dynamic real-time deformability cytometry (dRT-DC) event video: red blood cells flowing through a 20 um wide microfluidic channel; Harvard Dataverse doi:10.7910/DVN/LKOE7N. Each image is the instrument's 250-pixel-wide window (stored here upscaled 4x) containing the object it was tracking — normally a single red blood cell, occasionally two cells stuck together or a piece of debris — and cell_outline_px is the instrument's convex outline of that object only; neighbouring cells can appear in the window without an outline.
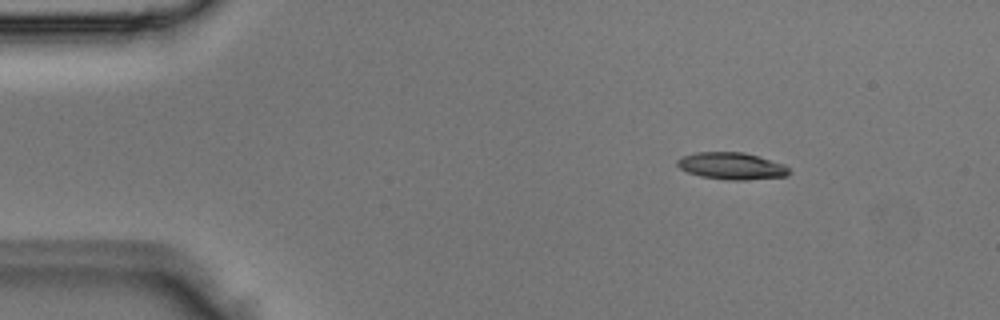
{"species": "Egyptian fruit bat (a non-hibernating species)", "species_latin": "Rousettus aegyptiacus", "temperature_condition": "room temperature", "stored_images_in_passage": 4, "camera_frame_rate_fps": 3000, "um_per_image_px": 0.085, "animal": {"sex": "male"}, "frame": {"image": 1, "passage_image": 1, "time_ms": 0.0, "image_size_px": [1000, 320], "cell_outline_px": [[792, 172], [788, 176], [748, 180], [728, 180], [700, 176], [688, 172], [680, 168], [676, 164], [676, 160], [684, 156], [696, 152], [744, 152], [784, 164], [792, 168]], "centroid_in_image_um": [62.24, 14.11], "position_along_channel_um": 22.8, "area_um2": 17.74}}
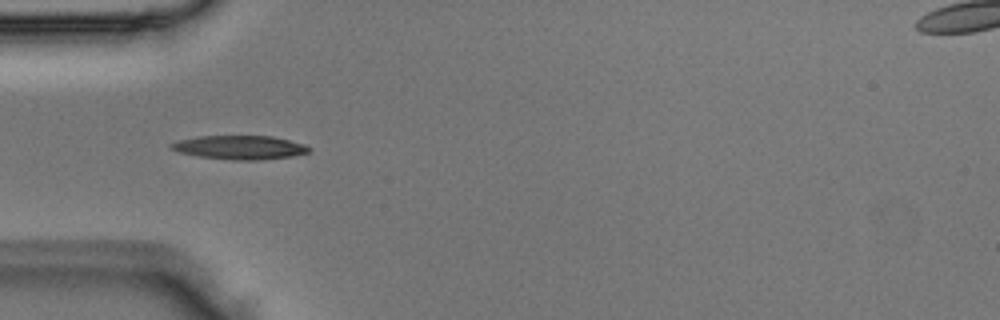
{"frame": {"image": 2, "passage_image": 3, "time_ms": 0.667, "image_size_px": [1000, 320], "cell_outline_px": [[312, 148], [308, 152], [292, 156], [260, 160], [232, 160], [200, 156], [180, 152], [168, 148], [168, 144], [180, 140], [200, 136], [272, 136], [304, 144]], "centroid_in_image_um": [20.38, 12.53], "position_along_channel_um": 64.6, "area_um2": 19.02}}
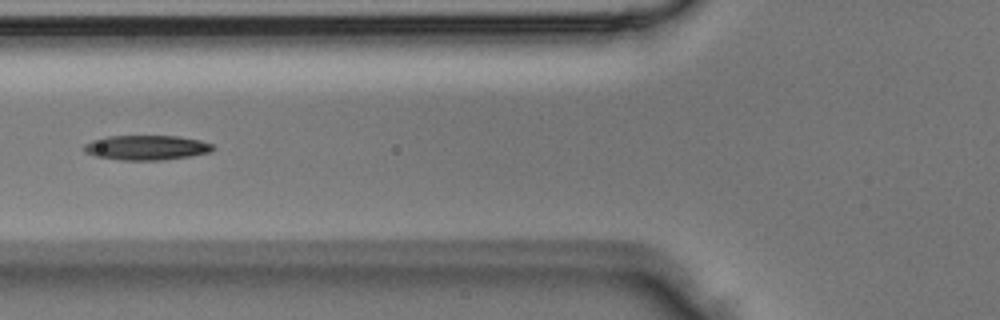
{"frame": {"image": 3, "passage_image": 4, "time_ms": 1.0, "image_size_px": [1000, 320], "cell_outline_px": [[216, 148], [212, 152], [188, 156], [160, 160], [120, 160], [96, 156], [84, 152], [84, 144], [92, 140], [104, 136], [176, 136], [200, 140], [212, 144]], "centroid_in_image_um": [12.44, 12.54], "position_along_channel_um": 113.4, "area_um2": 18.61}}